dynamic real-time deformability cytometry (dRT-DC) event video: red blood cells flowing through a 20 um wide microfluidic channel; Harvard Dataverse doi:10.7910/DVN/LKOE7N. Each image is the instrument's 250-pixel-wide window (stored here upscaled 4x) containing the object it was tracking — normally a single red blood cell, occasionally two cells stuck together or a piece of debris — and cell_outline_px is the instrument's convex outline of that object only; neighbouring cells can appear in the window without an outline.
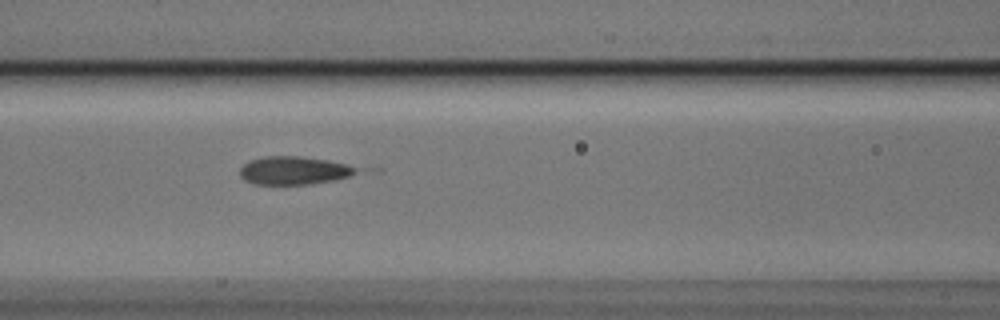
{"species": "Egyptian fruit bat (a non-hibernating species)", "species_latin": "Rousettus aegyptiacus", "temperature_condition": "cold", "stored_images_in_passage": 7, "camera_frame_rate_fps": 3000, "um_per_image_px": 0.085, "animal": {"sex": "male"}, "frame": {"image": 1, "passage_image": 3, "time_ms": 0.667, "image_size_px": [1000, 320], "cell_outline_px": [[356, 172], [348, 176], [332, 180], [308, 184], [256, 184], [244, 180], [240, 176], [240, 168], [244, 164], [252, 160], [264, 156], [300, 156], [328, 160], [348, 164], [356, 168]], "centroid_in_image_um": [24.94, 14.48], "position_along_channel_um": 141.7, "area_um2": 18.84}}
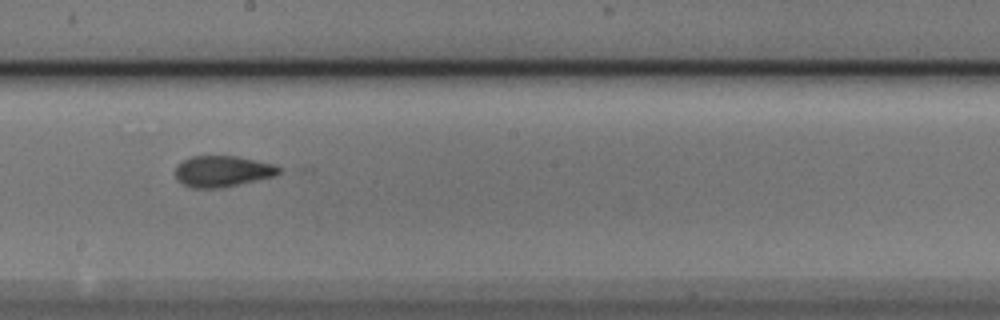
{"frame": {"image": 2, "passage_image": 5, "time_ms": 1.333, "image_size_px": [1000, 320], "cell_outline_px": [[280, 172], [272, 176], [224, 188], [192, 188], [180, 184], [176, 180], [176, 164], [192, 156], [236, 156], [272, 164], [280, 168]], "centroid_in_image_um": [18.83, 14.57], "position_along_channel_um": 229.4, "area_um2": 18.73}}
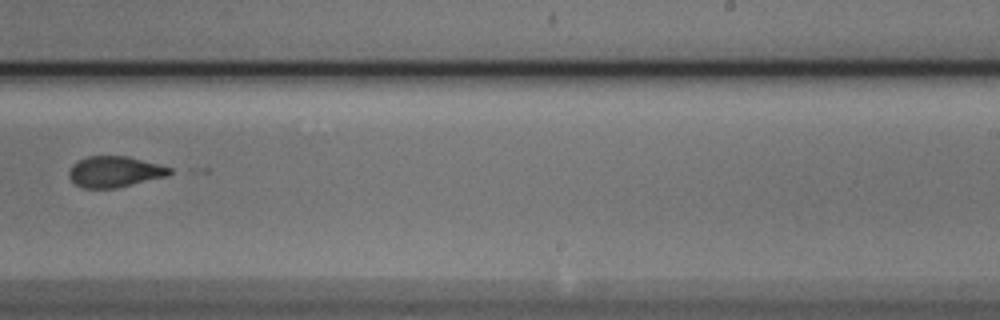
{"frame": {"image": 3, "passage_image": 6, "time_ms": 1.667, "image_size_px": [1000, 320], "cell_outline_px": [[172, 172], [164, 176], [116, 188], [84, 188], [76, 184], [68, 176], [68, 172], [72, 164], [88, 156], [128, 156], [172, 168]], "centroid_in_image_um": [9.7, 14.59], "position_along_channel_um": 279.3, "area_um2": 17.86}}